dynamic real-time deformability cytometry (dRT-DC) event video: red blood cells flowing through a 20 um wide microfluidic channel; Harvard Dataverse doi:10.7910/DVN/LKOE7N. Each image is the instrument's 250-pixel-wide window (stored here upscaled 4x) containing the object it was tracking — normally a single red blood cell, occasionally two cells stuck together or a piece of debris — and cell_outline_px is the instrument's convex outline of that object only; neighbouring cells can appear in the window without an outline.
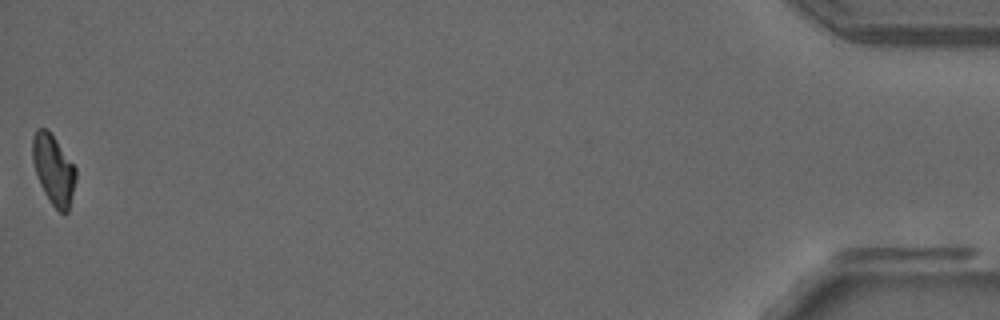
{"species": "common noctule bat (a hibernating species)", "species_latin": "Nyctalus noctula", "temperature_condition": "room temperature", "stored_images_in_passage": 50, "camera_frame_rate_fps": 3000, "um_per_image_px": 0.085, "animal": {"sex": "male", "forearm_length_mm": 52.5}, "frame": {"image": 1, "passage_image": 50, "time_ms": 16.333, "image_size_px": [1000, 320], "cell_outline_px": [[76, 180], [68, 212], [60, 212], [52, 204], [44, 192], [40, 184], [32, 160], [32, 140], [36, 128], [48, 128], [76, 168]], "centroid_in_image_um": [4.54, 14.38], "position_along_channel_um": 430.7, "area_um2": 17.51}, "authors_computed_cell_mechanics": {"area_um2": 18.4382, "velocity_mm_per_s": 3.8872, "shape_relaxation_time_tau1_ms": null, "shape_relaxation_time_tau2_ms": 6.6567, "deformation_change_tau1": null, "deformation_change_tau2": 0.1475}}